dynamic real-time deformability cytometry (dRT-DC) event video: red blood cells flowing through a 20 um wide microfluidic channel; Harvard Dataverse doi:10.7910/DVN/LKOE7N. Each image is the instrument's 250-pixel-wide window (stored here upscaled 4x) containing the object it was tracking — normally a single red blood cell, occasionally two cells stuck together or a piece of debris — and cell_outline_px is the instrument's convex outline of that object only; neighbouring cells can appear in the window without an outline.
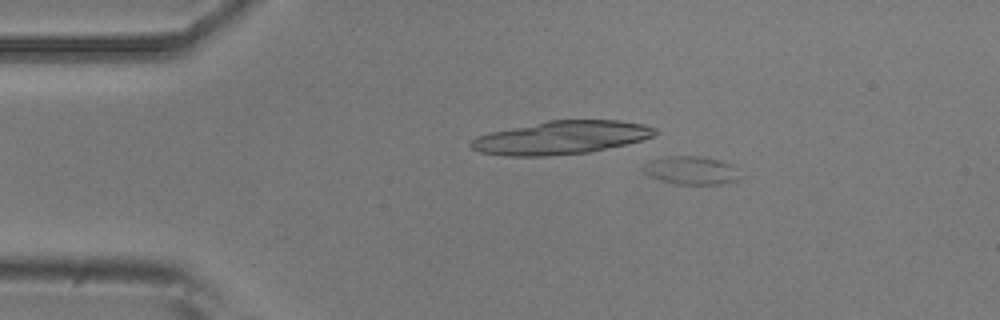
{"species": "common noctule bat (a hibernating species)", "species_latin": "Nyctalus noctula", "temperature_condition": "room temperature", "stored_images_in_passage": 38, "camera_frame_rate_fps": 3000, "um_per_image_px": 0.085, "animal": {"sex": "male", "body_mass_g": 20.5, "forearm_length_mm": 52.5}, "frame": {"image": 1, "passage_image": 3, "time_ms": 0.667, "image_size_px": [1000, 320], "cell_outline_px": [[740, 180], [720, 184], [676, 184], [648, 176], [644, 172], [644, 164], [648, 160], [668, 156], [704, 156], [720, 160], [732, 164]], "centroid_in_image_um": [58.73, 14.47], "position_along_channel_um": 26.3, "area_um2": 15.9}}
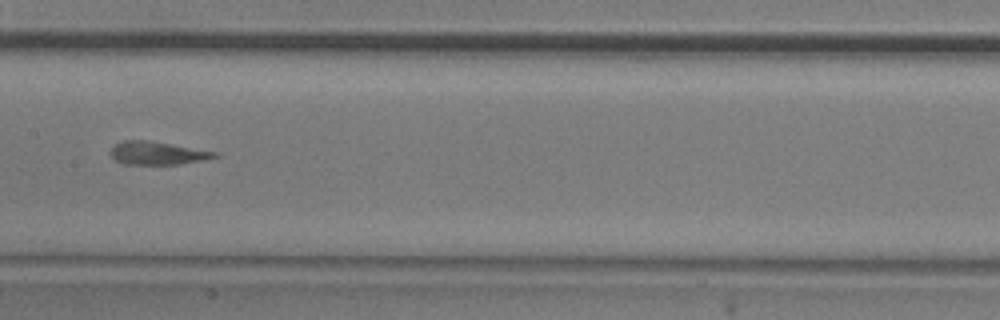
{"frame": {"image": 2, "passage_image": 20, "time_ms": 6.333, "image_size_px": [1000, 320], "cell_outline_px": [[220, 156], [204, 160], [180, 164], [124, 164], [116, 160], [108, 152], [120, 140], [148, 140], [220, 152]], "centroid_in_image_um": [13.41, 13.01], "position_along_channel_um": 194.0, "area_um2": 14.16}}
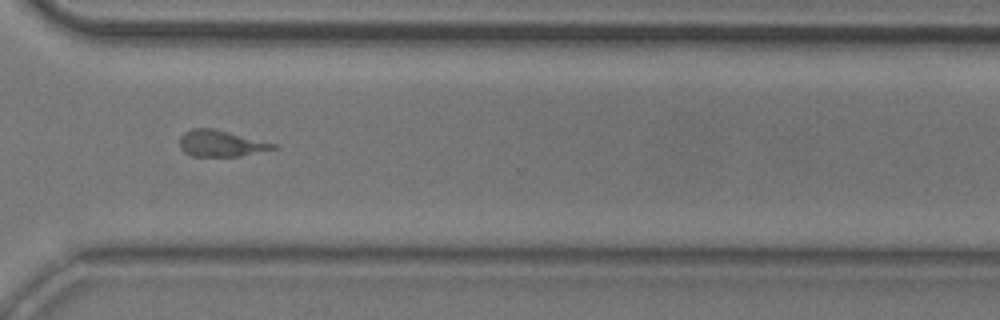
{"frame": {"image": 3, "passage_image": 32, "time_ms": 10.333, "image_size_px": [1000, 320], "cell_outline_px": [[280, 148], [240, 156], [192, 156], [184, 152], [180, 148], [180, 136], [184, 132], [192, 128], [212, 128], [280, 144]], "centroid_in_image_um": [18.83, 12.19], "position_along_channel_um": 351.8, "area_um2": 14.57}, "authors_computed_cell_mechanics": {"area_um2": 14.4211, "velocity_mm_per_s": 3.9635, "shape_relaxation_time_tau1_ms": 3.9477, "shape_relaxation_time_tau2_ms": 3.1185, "deformation_change_tau1": 0.2021, "deformation_change_tau2": 0.1323}}